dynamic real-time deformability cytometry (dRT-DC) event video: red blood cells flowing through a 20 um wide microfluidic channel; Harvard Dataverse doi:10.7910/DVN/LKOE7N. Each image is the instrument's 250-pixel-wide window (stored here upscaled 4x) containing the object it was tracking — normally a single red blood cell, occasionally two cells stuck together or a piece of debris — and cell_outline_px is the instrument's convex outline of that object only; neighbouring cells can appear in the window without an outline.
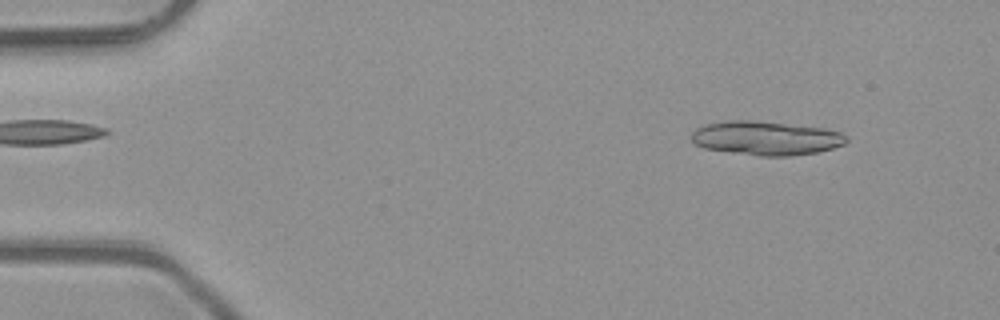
{"species": "common noctule bat (a hibernating species)", "species_latin": "Nyctalus noctula", "temperature_condition": "room temperature", "stored_images_in_passage": 16, "camera_frame_rate_fps": 3000, "um_per_image_px": 0.085, "animal": {"sex": "male", "body_mass_g": 23.1, "forearm_length_mm": 52.7}, "frame": {"image": 1, "passage_image": 5, "time_ms": 1.333, "image_size_px": [1000, 320], "cell_outline_px": [[848, 140], [844, 144], [832, 148], [816, 152], [788, 156], [760, 156], [704, 148], [696, 144], [692, 140], [692, 132], [696, 128], [704, 124], [732, 120], [752, 120], [824, 128], [840, 132], [848, 136]], "centroid_in_image_um": [65.11, 11.74], "position_along_channel_um": 19.9, "area_um2": 30.52}}